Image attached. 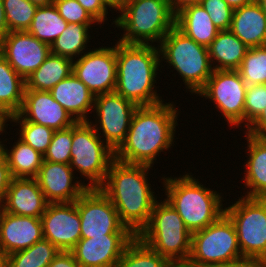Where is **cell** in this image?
<instances>
[{
    "mask_svg": "<svg viewBox=\"0 0 266 267\" xmlns=\"http://www.w3.org/2000/svg\"><path fill=\"white\" fill-rule=\"evenodd\" d=\"M173 104L162 102L138 106L125 140L114 151V159L128 164L153 166L159 153L174 146L179 114Z\"/></svg>",
    "mask_w": 266,
    "mask_h": 267,
    "instance_id": "obj_1",
    "label": "cell"
},
{
    "mask_svg": "<svg viewBox=\"0 0 266 267\" xmlns=\"http://www.w3.org/2000/svg\"><path fill=\"white\" fill-rule=\"evenodd\" d=\"M151 167L114 159L99 187L116 208L120 221L135 236L148 224L157 201L147 179Z\"/></svg>",
    "mask_w": 266,
    "mask_h": 267,
    "instance_id": "obj_2",
    "label": "cell"
},
{
    "mask_svg": "<svg viewBox=\"0 0 266 267\" xmlns=\"http://www.w3.org/2000/svg\"><path fill=\"white\" fill-rule=\"evenodd\" d=\"M117 81L115 92L137 106L164 102L155 91L160 66L159 47L151 44L116 42Z\"/></svg>",
    "mask_w": 266,
    "mask_h": 267,
    "instance_id": "obj_3",
    "label": "cell"
},
{
    "mask_svg": "<svg viewBox=\"0 0 266 267\" xmlns=\"http://www.w3.org/2000/svg\"><path fill=\"white\" fill-rule=\"evenodd\" d=\"M181 177H163L166 201L183 219L193 233L217 221L224 213L223 198L217 191L204 187L198 179L187 173Z\"/></svg>",
    "mask_w": 266,
    "mask_h": 267,
    "instance_id": "obj_4",
    "label": "cell"
},
{
    "mask_svg": "<svg viewBox=\"0 0 266 267\" xmlns=\"http://www.w3.org/2000/svg\"><path fill=\"white\" fill-rule=\"evenodd\" d=\"M117 10L121 15L112 24L124 31L123 43L160 44L175 26L176 14L167 0H124Z\"/></svg>",
    "mask_w": 266,
    "mask_h": 267,
    "instance_id": "obj_5",
    "label": "cell"
},
{
    "mask_svg": "<svg viewBox=\"0 0 266 267\" xmlns=\"http://www.w3.org/2000/svg\"><path fill=\"white\" fill-rule=\"evenodd\" d=\"M137 236L170 262L182 263L189 259L192 233L165 199L156 201L148 224Z\"/></svg>",
    "mask_w": 266,
    "mask_h": 267,
    "instance_id": "obj_6",
    "label": "cell"
},
{
    "mask_svg": "<svg viewBox=\"0 0 266 267\" xmlns=\"http://www.w3.org/2000/svg\"><path fill=\"white\" fill-rule=\"evenodd\" d=\"M159 45L161 60H166L181 75L190 93L198 94L214 71L208 48L196 43L176 26L164 36Z\"/></svg>",
    "mask_w": 266,
    "mask_h": 267,
    "instance_id": "obj_7",
    "label": "cell"
},
{
    "mask_svg": "<svg viewBox=\"0 0 266 267\" xmlns=\"http://www.w3.org/2000/svg\"><path fill=\"white\" fill-rule=\"evenodd\" d=\"M242 258L235 226L225 213L206 228L192 233L189 264L215 267Z\"/></svg>",
    "mask_w": 266,
    "mask_h": 267,
    "instance_id": "obj_8",
    "label": "cell"
},
{
    "mask_svg": "<svg viewBox=\"0 0 266 267\" xmlns=\"http://www.w3.org/2000/svg\"><path fill=\"white\" fill-rule=\"evenodd\" d=\"M89 121L72 126L70 167L90 180L88 188H99L106 178L114 151L101 139Z\"/></svg>",
    "mask_w": 266,
    "mask_h": 267,
    "instance_id": "obj_9",
    "label": "cell"
},
{
    "mask_svg": "<svg viewBox=\"0 0 266 267\" xmlns=\"http://www.w3.org/2000/svg\"><path fill=\"white\" fill-rule=\"evenodd\" d=\"M224 209L235 226L242 256L266 262V201L243 195Z\"/></svg>",
    "mask_w": 266,
    "mask_h": 267,
    "instance_id": "obj_10",
    "label": "cell"
},
{
    "mask_svg": "<svg viewBox=\"0 0 266 267\" xmlns=\"http://www.w3.org/2000/svg\"><path fill=\"white\" fill-rule=\"evenodd\" d=\"M246 87L237 70H214L205 87L197 94L210 99L226 118L228 125L244 123Z\"/></svg>",
    "mask_w": 266,
    "mask_h": 267,
    "instance_id": "obj_11",
    "label": "cell"
},
{
    "mask_svg": "<svg viewBox=\"0 0 266 267\" xmlns=\"http://www.w3.org/2000/svg\"><path fill=\"white\" fill-rule=\"evenodd\" d=\"M81 238L133 234L121 221L110 199L99 188H88L78 199Z\"/></svg>",
    "mask_w": 266,
    "mask_h": 267,
    "instance_id": "obj_12",
    "label": "cell"
},
{
    "mask_svg": "<svg viewBox=\"0 0 266 267\" xmlns=\"http://www.w3.org/2000/svg\"><path fill=\"white\" fill-rule=\"evenodd\" d=\"M137 107L135 103L125 99L115 91L95 96L93 111L96 110V123H90L97 134L103 136L102 140L113 151L125 140L131 118Z\"/></svg>",
    "mask_w": 266,
    "mask_h": 267,
    "instance_id": "obj_13",
    "label": "cell"
},
{
    "mask_svg": "<svg viewBox=\"0 0 266 267\" xmlns=\"http://www.w3.org/2000/svg\"><path fill=\"white\" fill-rule=\"evenodd\" d=\"M88 51L73 60V74L94 96L114 92L117 81L116 44L112 48L102 46Z\"/></svg>",
    "mask_w": 266,
    "mask_h": 267,
    "instance_id": "obj_14",
    "label": "cell"
},
{
    "mask_svg": "<svg viewBox=\"0 0 266 267\" xmlns=\"http://www.w3.org/2000/svg\"><path fill=\"white\" fill-rule=\"evenodd\" d=\"M50 53V45L27 31L8 32L0 40V54L24 79L38 69Z\"/></svg>",
    "mask_w": 266,
    "mask_h": 267,
    "instance_id": "obj_15",
    "label": "cell"
},
{
    "mask_svg": "<svg viewBox=\"0 0 266 267\" xmlns=\"http://www.w3.org/2000/svg\"><path fill=\"white\" fill-rule=\"evenodd\" d=\"M41 221L43 239L60 251H71L81 239L77 200L71 203H48Z\"/></svg>",
    "mask_w": 266,
    "mask_h": 267,
    "instance_id": "obj_16",
    "label": "cell"
},
{
    "mask_svg": "<svg viewBox=\"0 0 266 267\" xmlns=\"http://www.w3.org/2000/svg\"><path fill=\"white\" fill-rule=\"evenodd\" d=\"M7 120H26L54 131L72 127L77 121L53 98L50 91L25 90L20 111Z\"/></svg>",
    "mask_w": 266,
    "mask_h": 267,
    "instance_id": "obj_17",
    "label": "cell"
},
{
    "mask_svg": "<svg viewBox=\"0 0 266 267\" xmlns=\"http://www.w3.org/2000/svg\"><path fill=\"white\" fill-rule=\"evenodd\" d=\"M134 234H104L81 238L71 250L81 267H114Z\"/></svg>",
    "mask_w": 266,
    "mask_h": 267,
    "instance_id": "obj_18",
    "label": "cell"
},
{
    "mask_svg": "<svg viewBox=\"0 0 266 267\" xmlns=\"http://www.w3.org/2000/svg\"><path fill=\"white\" fill-rule=\"evenodd\" d=\"M73 174L70 164L43 160L36 180L48 203L75 202L88 189Z\"/></svg>",
    "mask_w": 266,
    "mask_h": 267,
    "instance_id": "obj_19",
    "label": "cell"
},
{
    "mask_svg": "<svg viewBox=\"0 0 266 267\" xmlns=\"http://www.w3.org/2000/svg\"><path fill=\"white\" fill-rule=\"evenodd\" d=\"M43 239L41 218L13 215L0 210V248L8 255Z\"/></svg>",
    "mask_w": 266,
    "mask_h": 267,
    "instance_id": "obj_20",
    "label": "cell"
},
{
    "mask_svg": "<svg viewBox=\"0 0 266 267\" xmlns=\"http://www.w3.org/2000/svg\"><path fill=\"white\" fill-rule=\"evenodd\" d=\"M48 202L36 178H12L3 210L13 215L41 218Z\"/></svg>",
    "mask_w": 266,
    "mask_h": 267,
    "instance_id": "obj_21",
    "label": "cell"
},
{
    "mask_svg": "<svg viewBox=\"0 0 266 267\" xmlns=\"http://www.w3.org/2000/svg\"><path fill=\"white\" fill-rule=\"evenodd\" d=\"M50 93L77 122L89 121L87 115L94 109L95 96L73 73L56 84Z\"/></svg>",
    "mask_w": 266,
    "mask_h": 267,
    "instance_id": "obj_22",
    "label": "cell"
},
{
    "mask_svg": "<svg viewBox=\"0 0 266 267\" xmlns=\"http://www.w3.org/2000/svg\"><path fill=\"white\" fill-rule=\"evenodd\" d=\"M229 30L248 48L266 45V13L260 5L252 3L233 10Z\"/></svg>",
    "mask_w": 266,
    "mask_h": 267,
    "instance_id": "obj_23",
    "label": "cell"
},
{
    "mask_svg": "<svg viewBox=\"0 0 266 267\" xmlns=\"http://www.w3.org/2000/svg\"><path fill=\"white\" fill-rule=\"evenodd\" d=\"M247 161L244 175L247 191L245 197L263 198L266 196V140L254 137L247 133Z\"/></svg>",
    "mask_w": 266,
    "mask_h": 267,
    "instance_id": "obj_24",
    "label": "cell"
},
{
    "mask_svg": "<svg viewBox=\"0 0 266 267\" xmlns=\"http://www.w3.org/2000/svg\"><path fill=\"white\" fill-rule=\"evenodd\" d=\"M175 26L196 43L208 47L220 31L201 4L189 5L176 13Z\"/></svg>",
    "mask_w": 266,
    "mask_h": 267,
    "instance_id": "obj_25",
    "label": "cell"
},
{
    "mask_svg": "<svg viewBox=\"0 0 266 267\" xmlns=\"http://www.w3.org/2000/svg\"><path fill=\"white\" fill-rule=\"evenodd\" d=\"M207 48L214 70H238L249 49L230 30L219 31ZM214 60L218 63L215 66Z\"/></svg>",
    "mask_w": 266,
    "mask_h": 267,
    "instance_id": "obj_26",
    "label": "cell"
},
{
    "mask_svg": "<svg viewBox=\"0 0 266 267\" xmlns=\"http://www.w3.org/2000/svg\"><path fill=\"white\" fill-rule=\"evenodd\" d=\"M25 88V79L0 54V116L5 121L20 111Z\"/></svg>",
    "mask_w": 266,
    "mask_h": 267,
    "instance_id": "obj_27",
    "label": "cell"
},
{
    "mask_svg": "<svg viewBox=\"0 0 266 267\" xmlns=\"http://www.w3.org/2000/svg\"><path fill=\"white\" fill-rule=\"evenodd\" d=\"M71 73H73L72 59L50 53L38 69L25 79V90L50 91Z\"/></svg>",
    "mask_w": 266,
    "mask_h": 267,
    "instance_id": "obj_28",
    "label": "cell"
},
{
    "mask_svg": "<svg viewBox=\"0 0 266 267\" xmlns=\"http://www.w3.org/2000/svg\"><path fill=\"white\" fill-rule=\"evenodd\" d=\"M10 150L0 141V151L7 160L12 177L36 178L43 162V155L19 138Z\"/></svg>",
    "mask_w": 266,
    "mask_h": 267,
    "instance_id": "obj_29",
    "label": "cell"
},
{
    "mask_svg": "<svg viewBox=\"0 0 266 267\" xmlns=\"http://www.w3.org/2000/svg\"><path fill=\"white\" fill-rule=\"evenodd\" d=\"M67 26L68 23L59 15L55 5L51 4L37 8L27 32L51 46Z\"/></svg>",
    "mask_w": 266,
    "mask_h": 267,
    "instance_id": "obj_30",
    "label": "cell"
},
{
    "mask_svg": "<svg viewBox=\"0 0 266 267\" xmlns=\"http://www.w3.org/2000/svg\"><path fill=\"white\" fill-rule=\"evenodd\" d=\"M92 24L69 23L55 41L51 44V53L69 59H74L84 54L90 34L88 28ZM78 55V56H77Z\"/></svg>",
    "mask_w": 266,
    "mask_h": 267,
    "instance_id": "obj_31",
    "label": "cell"
},
{
    "mask_svg": "<svg viewBox=\"0 0 266 267\" xmlns=\"http://www.w3.org/2000/svg\"><path fill=\"white\" fill-rule=\"evenodd\" d=\"M170 263L166 257L155 252L135 236L114 267H167Z\"/></svg>",
    "mask_w": 266,
    "mask_h": 267,
    "instance_id": "obj_32",
    "label": "cell"
},
{
    "mask_svg": "<svg viewBox=\"0 0 266 267\" xmlns=\"http://www.w3.org/2000/svg\"><path fill=\"white\" fill-rule=\"evenodd\" d=\"M59 249L46 239L8 255V267H48Z\"/></svg>",
    "mask_w": 266,
    "mask_h": 267,
    "instance_id": "obj_33",
    "label": "cell"
},
{
    "mask_svg": "<svg viewBox=\"0 0 266 267\" xmlns=\"http://www.w3.org/2000/svg\"><path fill=\"white\" fill-rule=\"evenodd\" d=\"M245 84H266V45L249 48L237 70Z\"/></svg>",
    "mask_w": 266,
    "mask_h": 267,
    "instance_id": "obj_34",
    "label": "cell"
},
{
    "mask_svg": "<svg viewBox=\"0 0 266 267\" xmlns=\"http://www.w3.org/2000/svg\"><path fill=\"white\" fill-rule=\"evenodd\" d=\"M8 31H27L38 6L29 0H3Z\"/></svg>",
    "mask_w": 266,
    "mask_h": 267,
    "instance_id": "obj_35",
    "label": "cell"
},
{
    "mask_svg": "<svg viewBox=\"0 0 266 267\" xmlns=\"http://www.w3.org/2000/svg\"><path fill=\"white\" fill-rule=\"evenodd\" d=\"M8 121L18 122V125H20L19 139L44 156L51 143L53 129L26 120H6V122Z\"/></svg>",
    "mask_w": 266,
    "mask_h": 267,
    "instance_id": "obj_36",
    "label": "cell"
},
{
    "mask_svg": "<svg viewBox=\"0 0 266 267\" xmlns=\"http://www.w3.org/2000/svg\"><path fill=\"white\" fill-rule=\"evenodd\" d=\"M72 149V127L54 131L51 143L43 156L44 161L70 164Z\"/></svg>",
    "mask_w": 266,
    "mask_h": 267,
    "instance_id": "obj_37",
    "label": "cell"
},
{
    "mask_svg": "<svg viewBox=\"0 0 266 267\" xmlns=\"http://www.w3.org/2000/svg\"><path fill=\"white\" fill-rule=\"evenodd\" d=\"M266 108V84L248 85L244 105V124L248 127ZM247 122V123H246Z\"/></svg>",
    "mask_w": 266,
    "mask_h": 267,
    "instance_id": "obj_38",
    "label": "cell"
},
{
    "mask_svg": "<svg viewBox=\"0 0 266 267\" xmlns=\"http://www.w3.org/2000/svg\"><path fill=\"white\" fill-rule=\"evenodd\" d=\"M59 15L69 24H95L98 23L91 14L85 10L77 0H54Z\"/></svg>",
    "mask_w": 266,
    "mask_h": 267,
    "instance_id": "obj_39",
    "label": "cell"
},
{
    "mask_svg": "<svg viewBox=\"0 0 266 267\" xmlns=\"http://www.w3.org/2000/svg\"><path fill=\"white\" fill-rule=\"evenodd\" d=\"M201 5L220 31L229 30L233 9L224 0H203Z\"/></svg>",
    "mask_w": 266,
    "mask_h": 267,
    "instance_id": "obj_40",
    "label": "cell"
},
{
    "mask_svg": "<svg viewBox=\"0 0 266 267\" xmlns=\"http://www.w3.org/2000/svg\"><path fill=\"white\" fill-rule=\"evenodd\" d=\"M82 7L101 25L107 19L108 8L113 9L106 0H77ZM106 18V19H105Z\"/></svg>",
    "mask_w": 266,
    "mask_h": 267,
    "instance_id": "obj_41",
    "label": "cell"
},
{
    "mask_svg": "<svg viewBox=\"0 0 266 267\" xmlns=\"http://www.w3.org/2000/svg\"><path fill=\"white\" fill-rule=\"evenodd\" d=\"M12 174L4 154L0 151V210L3 209Z\"/></svg>",
    "mask_w": 266,
    "mask_h": 267,
    "instance_id": "obj_42",
    "label": "cell"
},
{
    "mask_svg": "<svg viewBox=\"0 0 266 267\" xmlns=\"http://www.w3.org/2000/svg\"><path fill=\"white\" fill-rule=\"evenodd\" d=\"M246 129L245 133L266 140V108Z\"/></svg>",
    "mask_w": 266,
    "mask_h": 267,
    "instance_id": "obj_43",
    "label": "cell"
},
{
    "mask_svg": "<svg viewBox=\"0 0 266 267\" xmlns=\"http://www.w3.org/2000/svg\"><path fill=\"white\" fill-rule=\"evenodd\" d=\"M48 267H81L71 251H59Z\"/></svg>",
    "mask_w": 266,
    "mask_h": 267,
    "instance_id": "obj_44",
    "label": "cell"
},
{
    "mask_svg": "<svg viewBox=\"0 0 266 267\" xmlns=\"http://www.w3.org/2000/svg\"><path fill=\"white\" fill-rule=\"evenodd\" d=\"M215 267H266V262L255 258H242Z\"/></svg>",
    "mask_w": 266,
    "mask_h": 267,
    "instance_id": "obj_45",
    "label": "cell"
},
{
    "mask_svg": "<svg viewBox=\"0 0 266 267\" xmlns=\"http://www.w3.org/2000/svg\"><path fill=\"white\" fill-rule=\"evenodd\" d=\"M176 14L178 11L189 5L201 4L203 0H167Z\"/></svg>",
    "mask_w": 266,
    "mask_h": 267,
    "instance_id": "obj_46",
    "label": "cell"
},
{
    "mask_svg": "<svg viewBox=\"0 0 266 267\" xmlns=\"http://www.w3.org/2000/svg\"><path fill=\"white\" fill-rule=\"evenodd\" d=\"M6 24L5 11L3 7V0H0V40L8 33Z\"/></svg>",
    "mask_w": 266,
    "mask_h": 267,
    "instance_id": "obj_47",
    "label": "cell"
},
{
    "mask_svg": "<svg viewBox=\"0 0 266 267\" xmlns=\"http://www.w3.org/2000/svg\"><path fill=\"white\" fill-rule=\"evenodd\" d=\"M233 10L252 3L255 0H224Z\"/></svg>",
    "mask_w": 266,
    "mask_h": 267,
    "instance_id": "obj_48",
    "label": "cell"
},
{
    "mask_svg": "<svg viewBox=\"0 0 266 267\" xmlns=\"http://www.w3.org/2000/svg\"><path fill=\"white\" fill-rule=\"evenodd\" d=\"M0 267H8V254L0 248Z\"/></svg>",
    "mask_w": 266,
    "mask_h": 267,
    "instance_id": "obj_49",
    "label": "cell"
},
{
    "mask_svg": "<svg viewBox=\"0 0 266 267\" xmlns=\"http://www.w3.org/2000/svg\"><path fill=\"white\" fill-rule=\"evenodd\" d=\"M29 1L38 7L54 4V0H29Z\"/></svg>",
    "mask_w": 266,
    "mask_h": 267,
    "instance_id": "obj_50",
    "label": "cell"
},
{
    "mask_svg": "<svg viewBox=\"0 0 266 267\" xmlns=\"http://www.w3.org/2000/svg\"><path fill=\"white\" fill-rule=\"evenodd\" d=\"M9 124H6V121L0 116V135L5 132L4 130L6 129L5 126ZM5 128V129H4Z\"/></svg>",
    "mask_w": 266,
    "mask_h": 267,
    "instance_id": "obj_51",
    "label": "cell"
},
{
    "mask_svg": "<svg viewBox=\"0 0 266 267\" xmlns=\"http://www.w3.org/2000/svg\"><path fill=\"white\" fill-rule=\"evenodd\" d=\"M260 7L262 8V10L266 13V0H255Z\"/></svg>",
    "mask_w": 266,
    "mask_h": 267,
    "instance_id": "obj_52",
    "label": "cell"
},
{
    "mask_svg": "<svg viewBox=\"0 0 266 267\" xmlns=\"http://www.w3.org/2000/svg\"><path fill=\"white\" fill-rule=\"evenodd\" d=\"M167 267H184V262H182V263L171 262Z\"/></svg>",
    "mask_w": 266,
    "mask_h": 267,
    "instance_id": "obj_53",
    "label": "cell"
},
{
    "mask_svg": "<svg viewBox=\"0 0 266 267\" xmlns=\"http://www.w3.org/2000/svg\"><path fill=\"white\" fill-rule=\"evenodd\" d=\"M114 10H116V0H106Z\"/></svg>",
    "mask_w": 266,
    "mask_h": 267,
    "instance_id": "obj_54",
    "label": "cell"
},
{
    "mask_svg": "<svg viewBox=\"0 0 266 267\" xmlns=\"http://www.w3.org/2000/svg\"><path fill=\"white\" fill-rule=\"evenodd\" d=\"M124 0H116V12L117 9L119 8L120 4L123 2Z\"/></svg>",
    "mask_w": 266,
    "mask_h": 267,
    "instance_id": "obj_55",
    "label": "cell"
},
{
    "mask_svg": "<svg viewBox=\"0 0 266 267\" xmlns=\"http://www.w3.org/2000/svg\"><path fill=\"white\" fill-rule=\"evenodd\" d=\"M184 267H197V266L191 265L188 262H184Z\"/></svg>",
    "mask_w": 266,
    "mask_h": 267,
    "instance_id": "obj_56",
    "label": "cell"
}]
</instances>
